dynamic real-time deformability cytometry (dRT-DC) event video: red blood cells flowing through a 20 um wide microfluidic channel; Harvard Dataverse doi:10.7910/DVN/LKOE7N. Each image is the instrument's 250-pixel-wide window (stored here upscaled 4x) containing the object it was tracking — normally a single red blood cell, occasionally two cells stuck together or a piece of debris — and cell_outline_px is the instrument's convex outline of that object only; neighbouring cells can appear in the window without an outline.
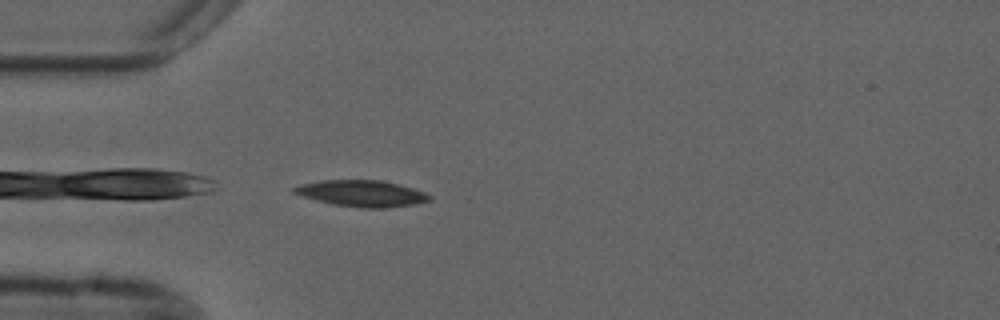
{"species": "common noctule bat (a hibernating species)", "species_latin": "Nyctalus noctula", "temperature_condition": "cold", "stored_images_in_passage": 38, "camera_frame_rate_fps": 3000, "um_per_image_px": 0.085, "animal": {"sex": "male", "forearm_length_mm": 52.5}, "frame": {"image": 1, "passage_image": 1, "time_ms": 0.0, "image_size_px": [1000, 320], "cell_outline_px": [[432, 196], [428, 200], [412, 204], [380, 208], [364, 208], [332, 204], [316, 200], [292, 192], [292, 188], [300, 184], [320, 180], [380, 180], [400, 184], [424, 192]], "centroid_in_image_um": [30.71, 16.43], "position_along_channel_um": 54.3, "area_um2": 20.52}}
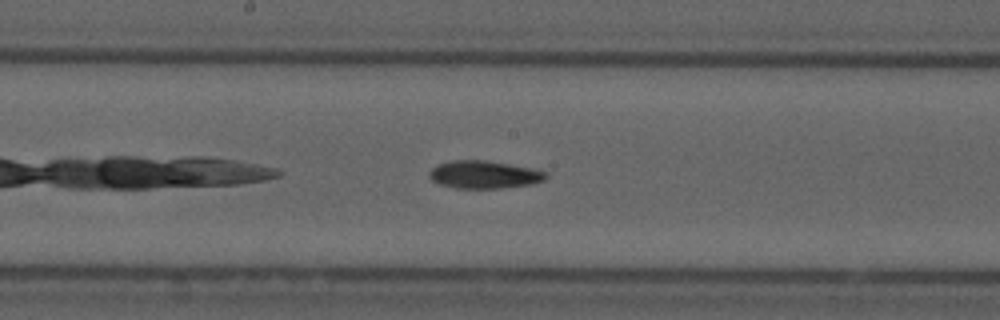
{"frame": {"image": 2, "passage_image": 14, "time_ms": 4.333, "image_size_px": [1000, 320], "cell_outline_px": [[548, 176], [544, 180], [532, 184], [500, 188], [456, 188], [440, 184], [432, 180], [428, 176], [428, 172], [432, 168], [440, 164], [452, 160], [484, 160], [532, 168], [548, 172]], "centroid_in_image_um": [41.16, 14.84], "position_along_channel_um": 207.0, "area_um2": 18.79}}
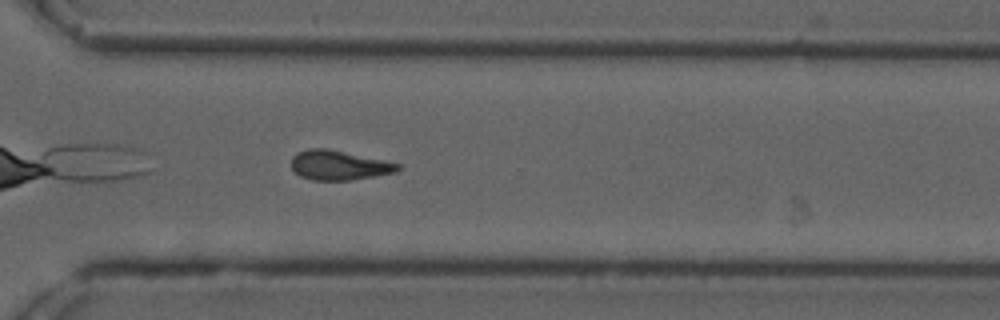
{"frame": {"image": 3, "passage_image": 25, "time_ms": 8.0, "image_size_px": [1000, 320], "cell_outline_px": [[400, 168], [396, 172], [352, 180], [312, 180], [300, 176], [292, 168], [292, 156], [296, 152], [308, 148], [328, 148], [400, 164]], "centroid_in_image_um": [28.77, 14.04], "position_along_channel_um": 341.8, "area_um2": 18.26}}